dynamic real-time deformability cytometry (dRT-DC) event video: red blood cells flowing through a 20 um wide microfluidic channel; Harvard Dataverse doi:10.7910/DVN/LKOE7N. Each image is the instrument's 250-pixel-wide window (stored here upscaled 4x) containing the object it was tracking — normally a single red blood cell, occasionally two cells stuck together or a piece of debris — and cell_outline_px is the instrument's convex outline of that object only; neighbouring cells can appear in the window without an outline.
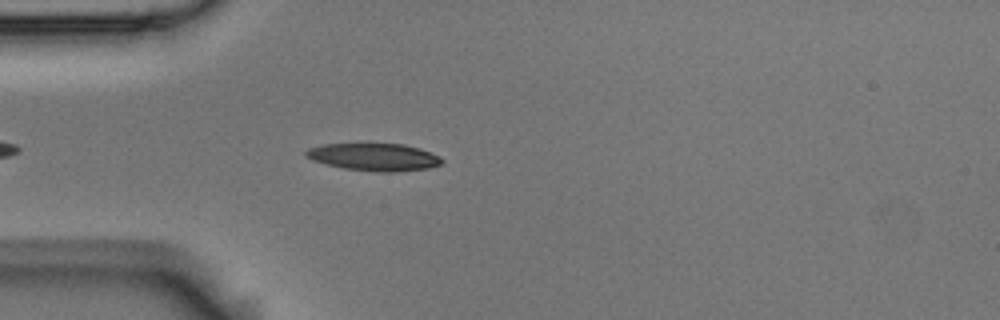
{"species": "Egyptian fruit bat (a non-hibernating species)", "species_latin": "Rousettus aegyptiacus", "temperature_condition": "room temperature", "stored_images_in_passage": 23, "camera_frame_rate_fps": 3000, "um_per_image_px": 0.085, "animal": {"sex": "male"}, "frame": {"image": 1, "passage_image": 6, "time_ms": 1.667, "image_size_px": [1000, 320], "cell_outline_px": [[444, 164], [428, 168], [396, 172], [380, 172], [344, 168], [312, 160], [304, 156], [304, 152], [308, 148], [324, 144], [404, 144], [420, 148], [440, 156], [444, 160]], "centroid_in_image_um": [31.83, 13.35], "position_along_channel_um": 53.2, "area_um2": 21.79}}
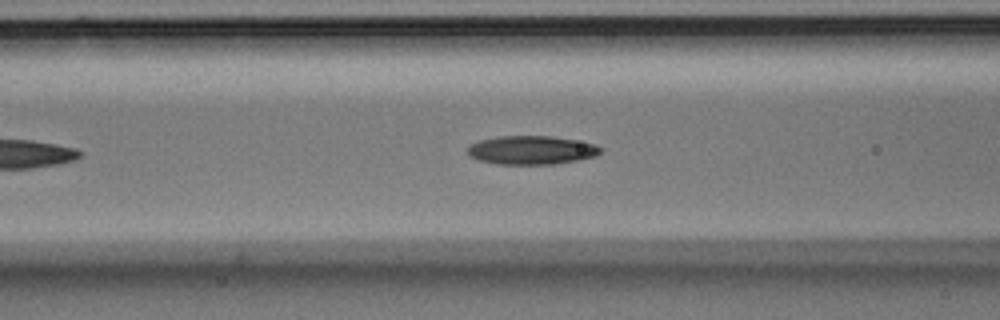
{"frame": {"image": 2, "passage_image": 12, "time_ms": 3.667, "image_size_px": [1000, 320], "cell_outline_px": [[600, 152], [596, 156], [556, 164], [496, 164], [480, 160], [468, 156], [468, 144], [480, 140], [500, 136], [552, 136], [596, 144], [600, 148]], "centroid_in_image_um": [45.14, 12.76], "position_along_channel_um": 121.5, "area_um2": 22.14}}
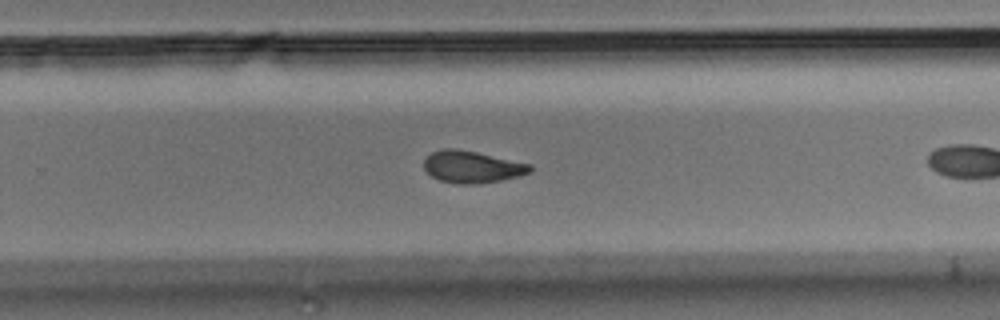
{"frame": {"image": 3, "passage_image": 22, "time_ms": 7.0, "image_size_px": [1000, 320], "cell_outline_px": [[532, 172], [520, 176], [500, 180], [476, 184], [460, 184], [440, 180], [432, 176], [424, 168], [424, 160], [432, 152], [444, 148], [456, 148], [476, 152], [532, 164]], "centroid_in_image_um": [40.15, 14.18], "position_along_channel_um": 289.7, "area_um2": 19.71}}